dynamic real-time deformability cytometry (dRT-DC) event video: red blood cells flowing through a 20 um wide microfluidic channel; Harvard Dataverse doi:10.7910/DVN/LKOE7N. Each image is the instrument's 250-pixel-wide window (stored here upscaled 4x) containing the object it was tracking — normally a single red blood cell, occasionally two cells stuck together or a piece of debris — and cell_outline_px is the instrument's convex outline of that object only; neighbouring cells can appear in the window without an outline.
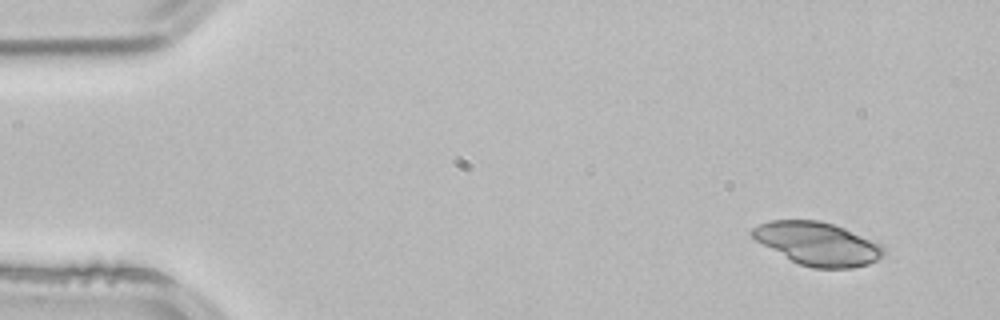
{"species": "common noctule bat (a hibernating species)", "species_latin": "Nyctalus noctula", "temperature_condition": "room temperature", "stored_images_in_passage": 3, "camera_frame_rate_fps": 3000, "um_per_image_px": 0.085, "animal": {"sex": "male", "body_mass_g": 21.5, "forearm_length_mm": 52.0}, "frame": {"image": 1, "passage_image": 1, "time_ms": 0.0, "image_size_px": [1000, 320], "cell_outline_px": [[884, 256], [868, 264], [852, 268], [812, 268], [800, 264], [792, 260], [756, 240], [748, 232], [752, 228], [768, 220], [820, 220], [844, 228], [880, 244], [884, 248]], "centroid_in_image_um": [69.49, 20.71], "position_along_channel_um": 15.5, "area_um2": 32.6}}